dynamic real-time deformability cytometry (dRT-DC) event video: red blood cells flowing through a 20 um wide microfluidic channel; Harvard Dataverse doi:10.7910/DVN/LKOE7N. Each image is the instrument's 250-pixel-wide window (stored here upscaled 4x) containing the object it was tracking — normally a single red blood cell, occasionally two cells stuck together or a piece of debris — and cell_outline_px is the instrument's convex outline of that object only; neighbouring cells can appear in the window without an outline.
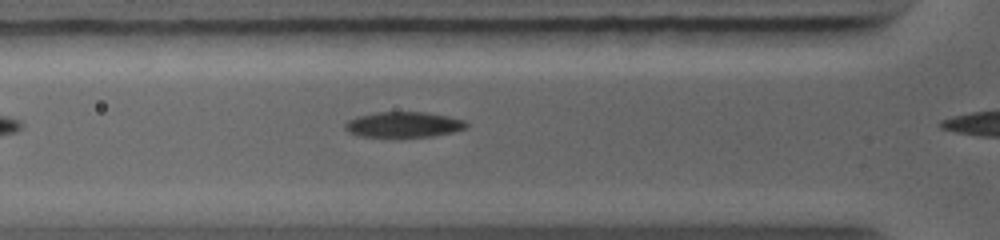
{"species": "common noctule bat (a hibernating species)", "species_latin": "Nyctalus noctula", "temperature_condition": "warm", "stored_images_in_passage": 12, "camera_frame_rate_fps": 5000, "um_per_image_px": 0.085, "animal": {"sex": "female", "body_mass_g": 19.0, "forearm_length_mm": 56.7}, "frame": {"image": 1, "passage_image": 3, "time_ms": 0.6, "image_size_px": [1000, 240], "cell_outline_px": [[468, 128], [452, 132], [432, 136], [400, 140], [356, 136], [348, 132], [344, 128], [344, 124], [348, 120], [356, 116], [376, 112], [424, 112], [448, 116], [464, 120], [468, 124]], "centroid_in_image_um": [34.25, 10.64], "position_along_channel_um": 91.6, "area_um2": 19.07}}
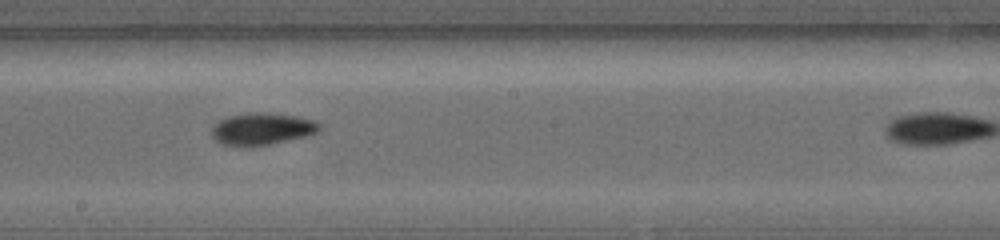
{"frame": {"image": 2, "passage_image": 9, "time_ms": 3.4, "image_size_px": [1000, 240], "cell_outline_px": [[320, 132], [304, 136], [252, 148], [244, 148], [220, 144], [212, 136], [212, 124], [228, 116], [248, 112], [268, 112], [296, 116], [312, 120], [320, 124]], "centroid_in_image_um": [22.21, 10.97], "position_along_channel_um": 226.0, "area_um2": 20.52}}
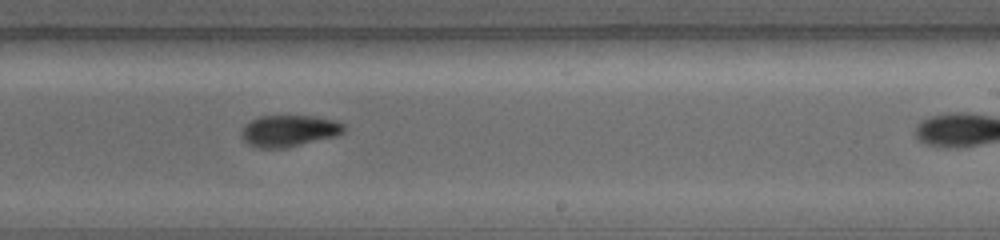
{"frame": {"image": 3, "passage_image": 10, "time_ms": 4.2, "image_size_px": [1000, 240], "cell_outline_px": [[344, 132], [336, 136], [284, 148], [256, 148], [248, 144], [240, 136], [240, 132], [244, 124], [260, 116], [312, 116], [336, 120], [344, 124]], "centroid_in_image_um": [24.53, 11.12], "position_along_channel_um": 264.5, "area_um2": 18.9}}